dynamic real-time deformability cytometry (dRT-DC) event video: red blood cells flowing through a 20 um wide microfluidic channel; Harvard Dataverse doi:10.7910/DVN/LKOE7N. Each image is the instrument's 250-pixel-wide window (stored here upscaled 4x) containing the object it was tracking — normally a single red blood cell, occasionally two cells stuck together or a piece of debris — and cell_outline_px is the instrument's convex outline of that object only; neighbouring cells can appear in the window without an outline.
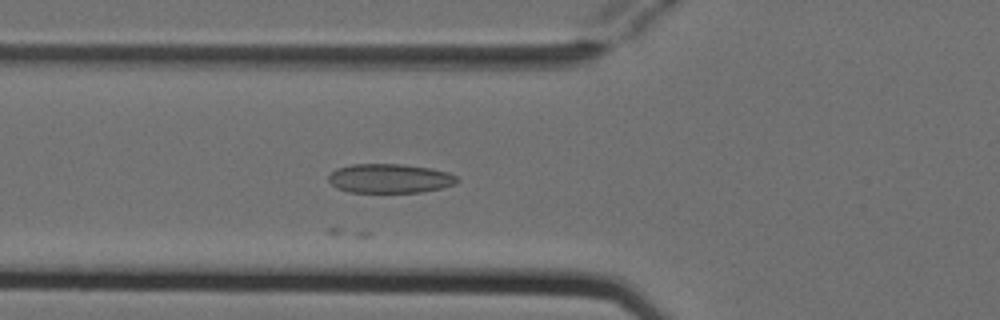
{"species": "Egyptian fruit bat (a non-hibernating species)", "species_latin": "Rousettus aegyptiacus", "temperature_condition": "cold", "stored_images_in_passage": 3, "camera_frame_rate_fps": 3000, "um_per_image_px": 0.085, "animal": {"sex": "female"}, "frame": {"image": 1, "passage_image": 3, "time_ms": 0.667, "image_size_px": [1000, 320], "cell_outline_px": [[460, 180], [456, 184], [440, 188], [420, 192], [348, 192], [336, 188], [328, 180], [328, 176], [336, 168], [352, 164], [400, 164], [432, 168], [448, 172], [456, 176]], "centroid_in_image_um": [33.13, 15.16], "position_along_channel_um": 92.7, "area_um2": 21.96}}